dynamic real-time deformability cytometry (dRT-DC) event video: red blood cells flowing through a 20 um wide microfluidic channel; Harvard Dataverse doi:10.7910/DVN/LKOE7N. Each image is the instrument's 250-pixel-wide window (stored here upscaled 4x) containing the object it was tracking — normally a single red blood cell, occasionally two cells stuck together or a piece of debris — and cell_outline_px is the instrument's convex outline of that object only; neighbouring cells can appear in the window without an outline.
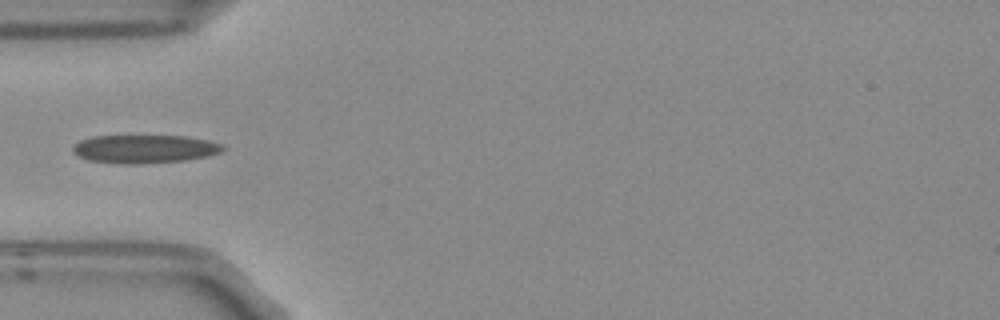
{"species": "Egyptian fruit bat (a non-hibernating species)", "species_latin": "Rousettus aegyptiacus", "temperature_condition": "room temperature", "stored_images_in_passage": 1, "camera_frame_rate_fps": 3000, "um_per_image_px": 0.085, "frame": {"image": 1, "passage_image": 1, "time_ms": 0.0, "image_size_px": [1000, 320], "cell_outline_px": [[228, 148], [220, 152], [204, 156], [184, 160], [140, 164], [120, 164], [88, 160], [76, 156], [72, 152], [72, 148], [80, 140], [92, 136], [184, 136], [208, 140], [224, 144]], "centroid_in_image_um": [12.26, 12.66], "position_along_channel_um": 72.7, "area_um2": 24.85}}